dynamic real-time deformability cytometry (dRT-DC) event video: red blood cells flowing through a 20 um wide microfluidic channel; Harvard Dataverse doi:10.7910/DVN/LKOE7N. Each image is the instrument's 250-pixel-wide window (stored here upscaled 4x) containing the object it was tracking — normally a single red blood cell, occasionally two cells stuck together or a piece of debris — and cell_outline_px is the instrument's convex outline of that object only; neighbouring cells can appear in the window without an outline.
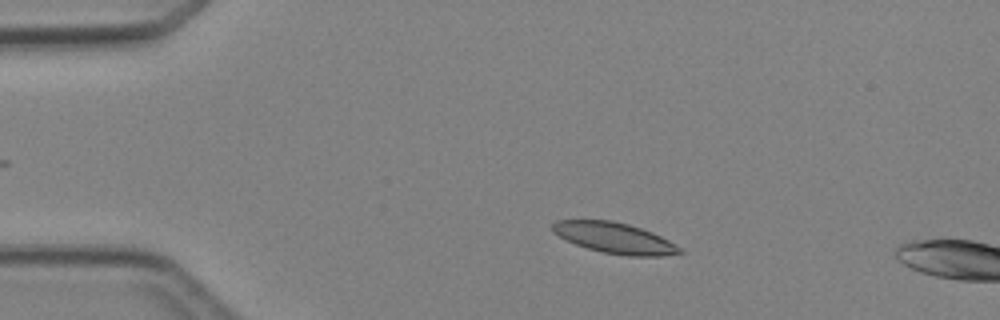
{"species": "Egyptian fruit bat (a non-hibernating species)", "species_latin": "Rousettus aegyptiacus", "temperature_condition": "cold", "stored_images_in_passage": 4, "camera_frame_rate_fps": 3000, "um_per_image_px": 0.085, "animal": {"sex": "female"}, "frame": {"image": 1, "passage_image": 3, "time_ms": 2.333, "image_size_px": [1000, 320], "cell_outline_px": [[684, 252], [660, 256], [628, 256], [600, 252], [564, 240], [552, 232], [552, 224], [556, 220], [612, 220], [628, 224], [652, 232], [668, 240], [680, 248]], "centroid_in_image_um": [52.19, 20.22], "position_along_channel_um": 32.8, "area_um2": 22.77}}